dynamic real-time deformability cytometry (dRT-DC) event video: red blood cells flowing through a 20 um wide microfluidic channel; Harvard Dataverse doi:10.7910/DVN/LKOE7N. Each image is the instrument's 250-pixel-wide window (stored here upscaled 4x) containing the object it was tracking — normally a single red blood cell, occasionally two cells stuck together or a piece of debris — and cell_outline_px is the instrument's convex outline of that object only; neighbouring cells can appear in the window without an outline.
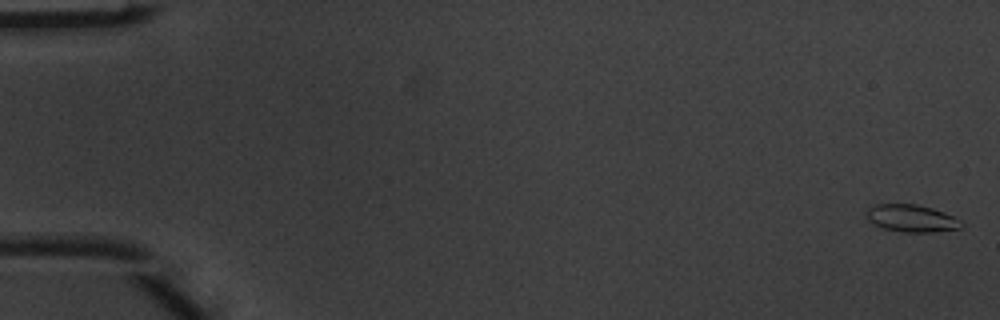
{"species": "common noctule bat (a hibernating species)", "species_latin": "Nyctalus noctula", "temperature_condition": "warm", "stored_images_in_passage": 5, "camera_frame_rate_fps": 3000, "um_per_image_px": 0.085, "animal": {"sex": "male", "body_mass_g": 20.1, "forearm_length_mm": 53.5}, "frame": {"image": 1, "passage_image": 1, "time_ms": 0.0, "image_size_px": [1000, 320], "cell_outline_px": [[964, 224], [960, 228], [932, 232], [904, 232], [884, 228], [868, 220], [868, 208], [876, 204], [916, 204], [932, 208], [944, 212], [960, 220]], "centroid_in_image_um": [77.51, 18.55], "position_along_channel_um": 7.5, "area_um2": 14.85}}
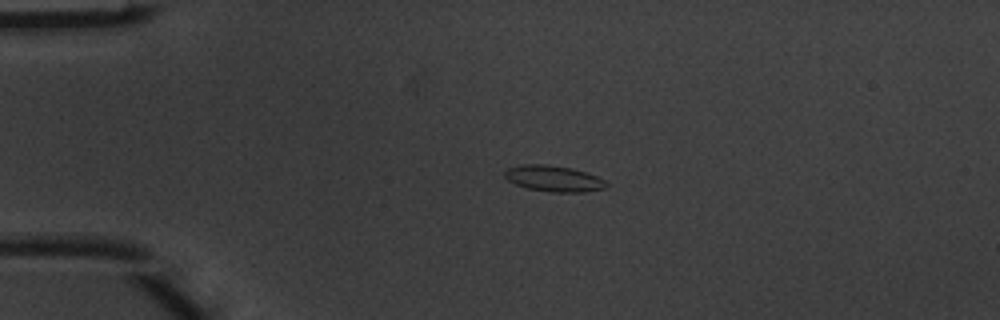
{"frame": {"image": 2, "passage_image": 4, "time_ms": 1.0, "image_size_px": [1000, 320], "cell_outline_px": [[608, 188], [584, 192], [548, 192], [528, 188], [516, 184], [508, 180], [504, 176], [504, 172], [508, 168], [520, 164], [548, 164], [572, 168], [596, 176], [604, 180], [608, 184]], "centroid_in_image_um": [47.07, 15.18], "position_along_channel_um": 37.9, "area_um2": 15.49}}